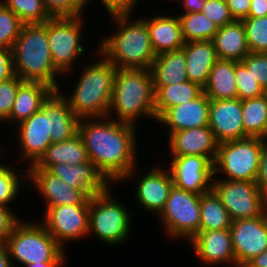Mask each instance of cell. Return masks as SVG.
<instances>
[{
	"label": "cell",
	"instance_id": "obj_27",
	"mask_svg": "<svg viewBox=\"0 0 267 267\" xmlns=\"http://www.w3.org/2000/svg\"><path fill=\"white\" fill-rule=\"evenodd\" d=\"M87 149L84 146L82 137L77 134L73 138L52 143L41 156V158L30 168L49 169L59 163L77 165L89 161Z\"/></svg>",
	"mask_w": 267,
	"mask_h": 267
},
{
	"label": "cell",
	"instance_id": "obj_35",
	"mask_svg": "<svg viewBox=\"0 0 267 267\" xmlns=\"http://www.w3.org/2000/svg\"><path fill=\"white\" fill-rule=\"evenodd\" d=\"M23 24H42L50 19L44 0H5L2 2Z\"/></svg>",
	"mask_w": 267,
	"mask_h": 267
},
{
	"label": "cell",
	"instance_id": "obj_13",
	"mask_svg": "<svg viewBox=\"0 0 267 267\" xmlns=\"http://www.w3.org/2000/svg\"><path fill=\"white\" fill-rule=\"evenodd\" d=\"M230 233L236 263L244 267L267 250V211L260 217L232 221Z\"/></svg>",
	"mask_w": 267,
	"mask_h": 267
},
{
	"label": "cell",
	"instance_id": "obj_52",
	"mask_svg": "<svg viewBox=\"0 0 267 267\" xmlns=\"http://www.w3.org/2000/svg\"><path fill=\"white\" fill-rule=\"evenodd\" d=\"M244 267H267V250L256 255Z\"/></svg>",
	"mask_w": 267,
	"mask_h": 267
},
{
	"label": "cell",
	"instance_id": "obj_6",
	"mask_svg": "<svg viewBox=\"0 0 267 267\" xmlns=\"http://www.w3.org/2000/svg\"><path fill=\"white\" fill-rule=\"evenodd\" d=\"M38 224V225H37ZM18 221L6 240L9 257L23 265L31 263L64 262V249L43 224Z\"/></svg>",
	"mask_w": 267,
	"mask_h": 267
},
{
	"label": "cell",
	"instance_id": "obj_47",
	"mask_svg": "<svg viewBox=\"0 0 267 267\" xmlns=\"http://www.w3.org/2000/svg\"><path fill=\"white\" fill-rule=\"evenodd\" d=\"M14 76L12 50L0 49V81L8 80Z\"/></svg>",
	"mask_w": 267,
	"mask_h": 267
},
{
	"label": "cell",
	"instance_id": "obj_51",
	"mask_svg": "<svg viewBox=\"0 0 267 267\" xmlns=\"http://www.w3.org/2000/svg\"><path fill=\"white\" fill-rule=\"evenodd\" d=\"M6 242H0V267H12Z\"/></svg>",
	"mask_w": 267,
	"mask_h": 267
},
{
	"label": "cell",
	"instance_id": "obj_28",
	"mask_svg": "<svg viewBox=\"0 0 267 267\" xmlns=\"http://www.w3.org/2000/svg\"><path fill=\"white\" fill-rule=\"evenodd\" d=\"M54 90L41 82L24 81L20 86L8 120L18 123L36 113Z\"/></svg>",
	"mask_w": 267,
	"mask_h": 267
},
{
	"label": "cell",
	"instance_id": "obj_49",
	"mask_svg": "<svg viewBox=\"0 0 267 267\" xmlns=\"http://www.w3.org/2000/svg\"><path fill=\"white\" fill-rule=\"evenodd\" d=\"M267 16L266 0H251L249 15L247 18H259Z\"/></svg>",
	"mask_w": 267,
	"mask_h": 267
},
{
	"label": "cell",
	"instance_id": "obj_38",
	"mask_svg": "<svg viewBox=\"0 0 267 267\" xmlns=\"http://www.w3.org/2000/svg\"><path fill=\"white\" fill-rule=\"evenodd\" d=\"M235 79L240 100L258 98L265 94L264 88L242 62L235 61Z\"/></svg>",
	"mask_w": 267,
	"mask_h": 267
},
{
	"label": "cell",
	"instance_id": "obj_17",
	"mask_svg": "<svg viewBox=\"0 0 267 267\" xmlns=\"http://www.w3.org/2000/svg\"><path fill=\"white\" fill-rule=\"evenodd\" d=\"M169 138L173 157L195 155L214 163L219 143L208 125L172 132Z\"/></svg>",
	"mask_w": 267,
	"mask_h": 267
},
{
	"label": "cell",
	"instance_id": "obj_16",
	"mask_svg": "<svg viewBox=\"0 0 267 267\" xmlns=\"http://www.w3.org/2000/svg\"><path fill=\"white\" fill-rule=\"evenodd\" d=\"M28 178L48 202L47 207L90 204V195L84 189H74L60 177L44 168H29ZM32 178V179H31Z\"/></svg>",
	"mask_w": 267,
	"mask_h": 267
},
{
	"label": "cell",
	"instance_id": "obj_44",
	"mask_svg": "<svg viewBox=\"0 0 267 267\" xmlns=\"http://www.w3.org/2000/svg\"><path fill=\"white\" fill-rule=\"evenodd\" d=\"M15 217L7 206L0 204V242H6L13 227L19 221Z\"/></svg>",
	"mask_w": 267,
	"mask_h": 267
},
{
	"label": "cell",
	"instance_id": "obj_10",
	"mask_svg": "<svg viewBox=\"0 0 267 267\" xmlns=\"http://www.w3.org/2000/svg\"><path fill=\"white\" fill-rule=\"evenodd\" d=\"M201 194L180 189L175 185L170 190L160 214L170 236L192 239L199 233L201 222Z\"/></svg>",
	"mask_w": 267,
	"mask_h": 267
},
{
	"label": "cell",
	"instance_id": "obj_8",
	"mask_svg": "<svg viewBox=\"0 0 267 267\" xmlns=\"http://www.w3.org/2000/svg\"><path fill=\"white\" fill-rule=\"evenodd\" d=\"M114 199L109 188L90 197L89 231L94 230L100 240L109 244L124 241L131 231L128 209Z\"/></svg>",
	"mask_w": 267,
	"mask_h": 267
},
{
	"label": "cell",
	"instance_id": "obj_31",
	"mask_svg": "<svg viewBox=\"0 0 267 267\" xmlns=\"http://www.w3.org/2000/svg\"><path fill=\"white\" fill-rule=\"evenodd\" d=\"M156 120L169 108L197 98L204 88L187 80L175 85H154Z\"/></svg>",
	"mask_w": 267,
	"mask_h": 267
},
{
	"label": "cell",
	"instance_id": "obj_30",
	"mask_svg": "<svg viewBox=\"0 0 267 267\" xmlns=\"http://www.w3.org/2000/svg\"><path fill=\"white\" fill-rule=\"evenodd\" d=\"M204 93L210 99L224 100L238 98L235 79V61L218 59L214 64Z\"/></svg>",
	"mask_w": 267,
	"mask_h": 267
},
{
	"label": "cell",
	"instance_id": "obj_14",
	"mask_svg": "<svg viewBox=\"0 0 267 267\" xmlns=\"http://www.w3.org/2000/svg\"><path fill=\"white\" fill-rule=\"evenodd\" d=\"M169 172L174 185L180 189L201 195L211 191L214 163L207 157L195 155L173 157Z\"/></svg>",
	"mask_w": 267,
	"mask_h": 267
},
{
	"label": "cell",
	"instance_id": "obj_7",
	"mask_svg": "<svg viewBox=\"0 0 267 267\" xmlns=\"http://www.w3.org/2000/svg\"><path fill=\"white\" fill-rule=\"evenodd\" d=\"M261 138L247 137L220 143L214 161V176L222 171L227 180L256 182L259 173Z\"/></svg>",
	"mask_w": 267,
	"mask_h": 267
},
{
	"label": "cell",
	"instance_id": "obj_48",
	"mask_svg": "<svg viewBox=\"0 0 267 267\" xmlns=\"http://www.w3.org/2000/svg\"><path fill=\"white\" fill-rule=\"evenodd\" d=\"M226 3L234 20L248 17L251 0H226Z\"/></svg>",
	"mask_w": 267,
	"mask_h": 267
},
{
	"label": "cell",
	"instance_id": "obj_15",
	"mask_svg": "<svg viewBox=\"0 0 267 267\" xmlns=\"http://www.w3.org/2000/svg\"><path fill=\"white\" fill-rule=\"evenodd\" d=\"M208 126L219 144L247 138L242 120V100L210 99Z\"/></svg>",
	"mask_w": 267,
	"mask_h": 267
},
{
	"label": "cell",
	"instance_id": "obj_46",
	"mask_svg": "<svg viewBox=\"0 0 267 267\" xmlns=\"http://www.w3.org/2000/svg\"><path fill=\"white\" fill-rule=\"evenodd\" d=\"M265 140L266 138H261V155L256 184L259 190L267 196V143Z\"/></svg>",
	"mask_w": 267,
	"mask_h": 267
},
{
	"label": "cell",
	"instance_id": "obj_18",
	"mask_svg": "<svg viewBox=\"0 0 267 267\" xmlns=\"http://www.w3.org/2000/svg\"><path fill=\"white\" fill-rule=\"evenodd\" d=\"M18 124L20 133L18 138L23 150L21 152H24V158L32 161L30 165H34L52 144L49 116H45L39 109Z\"/></svg>",
	"mask_w": 267,
	"mask_h": 267
},
{
	"label": "cell",
	"instance_id": "obj_24",
	"mask_svg": "<svg viewBox=\"0 0 267 267\" xmlns=\"http://www.w3.org/2000/svg\"><path fill=\"white\" fill-rule=\"evenodd\" d=\"M159 169H152L150 173L143 176L136 187V197L139 203L147 210L157 213L164 208L174 185L171 173Z\"/></svg>",
	"mask_w": 267,
	"mask_h": 267
},
{
	"label": "cell",
	"instance_id": "obj_12",
	"mask_svg": "<svg viewBox=\"0 0 267 267\" xmlns=\"http://www.w3.org/2000/svg\"><path fill=\"white\" fill-rule=\"evenodd\" d=\"M90 204L47 207L44 227L63 248L62 241H71L89 233Z\"/></svg>",
	"mask_w": 267,
	"mask_h": 267
},
{
	"label": "cell",
	"instance_id": "obj_19",
	"mask_svg": "<svg viewBox=\"0 0 267 267\" xmlns=\"http://www.w3.org/2000/svg\"><path fill=\"white\" fill-rule=\"evenodd\" d=\"M59 91H53L40 106L44 115L49 116L52 143L63 142L77 135L80 121Z\"/></svg>",
	"mask_w": 267,
	"mask_h": 267
},
{
	"label": "cell",
	"instance_id": "obj_23",
	"mask_svg": "<svg viewBox=\"0 0 267 267\" xmlns=\"http://www.w3.org/2000/svg\"><path fill=\"white\" fill-rule=\"evenodd\" d=\"M187 79L205 87L218 57L213 40L185 42Z\"/></svg>",
	"mask_w": 267,
	"mask_h": 267
},
{
	"label": "cell",
	"instance_id": "obj_41",
	"mask_svg": "<svg viewBox=\"0 0 267 267\" xmlns=\"http://www.w3.org/2000/svg\"><path fill=\"white\" fill-rule=\"evenodd\" d=\"M22 180L18 179L16 172L0 164V204L7 206L18 194V187Z\"/></svg>",
	"mask_w": 267,
	"mask_h": 267
},
{
	"label": "cell",
	"instance_id": "obj_53",
	"mask_svg": "<svg viewBox=\"0 0 267 267\" xmlns=\"http://www.w3.org/2000/svg\"><path fill=\"white\" fill-rule=\"evenodd\" d=\"M64 262H45V263H31V264H27V265H24V266H27V267H60L63 264Z\"/></svg>",
	"mask_w": 267,
	"mask_h": 267
},
{
	"label": "cell",
	"instance_id": "obj_43",
	"mask_svg": "<svg viewBox=\"0 0 267 267\" xmlns=\"http://www.w3.org/2000/svg\"><path fill=\"white\" fill-rule=\"evenodd\" d=\"M241 62L247 67L258 83L267 89V53L247 54Z\"/></svg>",
	"mask_w": 267,
	"mask_h": 267
},
{
	"label": "cell",
	"instance_id": "obj_4",
	"mask_svg": "<svg viewBox=\"0 0 267 267\" xmlns=\"http://www.w3.org/2000/svg\"><path fill=\"white\" fill-rule=\"evenodd\" d=\"M111 109L119 122L134 125L142 114L156 119L155 89L150 70L117 69L112 89Z\"/></svg>",
	"mask_w": 267,
	"mask_h": 267
},
{
	"label": "cell",
	"instance_id": "obj_26",
	"mask_svg": "<svg viewBox=\"0 0 267 267\" xmlns=\"http://www.w3.org/2000/svg\"><path fill=\"white\" fill-rule=\"evenodd\" d=\"M213 42L218 59L241 62L250 53L242 20L220 27Z\"/></svg>",
	"mask_w": 267,
	"mask_h": 267
},
{
	"label": "cell",
	"instance_id": "obj_33",
	"mask_svg": "<svg viewBox=\"0 0 267 267\" xmlns=\"http://www.w3.org/2000/svg\"><path fill=\"white\" fill-rule=\"evenodd\" d=\"M201 222L199 231L223 230L230 228L232 219L219 198L211 190L201 195Z\"/></svg>",
	"mask_w": 267,
	"mask_h": 267
},
{
	"label": "cell",
	"instance_id": "obj_1",
	"mask_svg": "<svg viewBox=\"0 0 267 267\" xmlns=\"http://www.w3.org/2000/svg\"><path fill=\"white\" fill-rule=\"evenodd\" d=\"M102 118L103 121L98 122L81 118L78 134L82 137L89 159L108 181L125 180L135 171V126Z\"/></svg>",
	"mask_w": 267,
	"mask_h": 267
},
{
	"label": "cell",
	"instance_id": "obj_25",
	"mask_svg": "<svg viewBox=\"0 0 267 267\" xmlns=\"http://www.w3.org/2000/svg\"><path fill=\"white\" fill-rule=\"evenodd\" d=\"M149 30L152 48L157 55L181 49L184 46L179 17L157 16L144 19Z\"/></svg>",
	"mask_w": 267,
	"mask_h": 267
},
{
	"label": "cell",
	"instance_id": "obj_29",
	"mask_svg": "<svg viewBox=\"0 0 267 267\" xmlns=\"http://www.w3.org/2000/svg\"><path fill=\"white\" fill-rule=\"evenodd\" d=\"M154 85H175L186 82V58L184 50L164 52L156 56L151 65Z\"/></svg>",
	"mask_w": 267,
	"mask_h": 267
},
{
	"label": "cell",
	"instance_id": "obj_9",
	"mask_svg": "<svg viewBox=\"0 0 267 267\" xmlns=\"http://www.w3.org/2000/svg\"><path fill=\"white\" fill-rule=\"evenodd\" d=\"M211 190L232 221L260 217L267 211V196L259 190L256 182L214 180Z\"/></svg>",
	"mask_w": 267,
	"mask_h": 267
},
{
	"label": "cell",
	"instance_id": "obj_22",
	"mask_svg": "<svg viewBox=\"0 0 267 267\" xmlns=\"http://www.w3.org/2000/svg\"><path fill=\"white\" fill-rule=\"evenodd\" d=\"M197 257L204 263L231 262L237 265L232 246L230 228L223 230L199 231L191 239Z\"/></svg>",
	"mask_w": 267,
	"mask_h": 267
},
{
	"label": "cell",
	"instance_id": "obj_42",
	"mask_svg": "<svg viewBox=\"0 0 267 267\" xmlns=\"http://www.w3.org/2000/svg\"><path fill=\"white\" fill-rule=\"evenodd\" d=\"M201 12L219 28L234 21L226 0H207Z\"/></svg>",
	"mask_w": 267,
	"mask_h": 267
},
{
	"label": "cell",
	"instance_id": "obj_37",
	"mask_svg": "<svg viewBox=\"0 0 267 267\" xmlns=\"http://www.w3.org/2000/svg\"><path fill=\"white\" fill-rule=\"evenodd\" d=\"M23 23L0 1V49L11 50Z\"/></svg>",
	"mask_w": 267,
	"mask_h": 267
},
{
	"label": "cell",
	"instance_id": "obj_39",
	"mask_svg": "<svg viewBox=\"0 0 267 267\" xmlns=\"http://www.w3.org/2000/svg\"><path fill=\"white\" fill-rule=\"evenodd\" d=\"M50 18H75L81 16L84 0H44Z\"/></svg>",
	"mask_w": 267,
	"mask_h": 267
},
{
	"label": "cell",
	"instance_id": "obj_32",
	"mask_svg": "<svg viewBox=\"0 0 267 267\" xmlns=\"http://www.w3.org/2000/svg\"><path fill=\"white\" fill-rule=\"evenodd\" d=\"M242 120L247 137L267 138V96L242 100Z\"/></svg>",
	"mask_w": 267,
	"mask_h": 267
},
{
	"label": "cell",
	"instance_id": "obj_11",
	"mask_svg": "<svg viewBox=\"0 0 267 267\" xmlns=\"http://www.w3.org/2000/svg\"><path fill=\"white\" fill-rule=\"evenodd\" d=\"M81 16L75 18H50L48 20V41L56 69L63 73L70 70L77 55L84 48L80 43Z\"/></svg>",
	"mask_w": 267,
	"mask_h": 267
},
{
	"label": "cell",
	"instance_id": "obj_36",
	"mask_svg": "<svg viewBox=\"0 0 267 267\" xmlns=\"http://www.w3.org/2000/svg\"><path fill=\"white\" fill-rule=\"evenodd\" d=\"M250 52L267 53V16L242 20Z\"/></svg>",
	"mask_w": 267,
	"mask_h": 267
},
{
	"label": "cell",
	"instance_id": "obj_3",
	"mask_svg": "<svg viewBox=\"0 0 267 267\" xmlns=\"http://www.w3.org/2000/svg\"><path fill=\"white\" fill-rule=\"evenodd\" d=\"M129 15L112 16L118 33L103 39L100 52L117 69L150 70L156 54L144 19L127 22Z\"/></svg>",
	"mask_w": 267,
	"mask_h": 267
},
{
	"label": "cell",
	"instance_id": "obj_40",
	"mask_svg": "<svg viewBox=\"0 0 267 267\" xmlns=\"http://www.w3.org/2000/svg\"><path fill=\"white\" fill-rule=\"evenodd\" d=\"M24 81L21 80L17 75L14 77L0 81V120H8L14 100L16 98L19 86Z\"/></svg>",
	"mask_w": 267,
	"mask_h": 267
},
{
	"label": "cell",
	"instance_id": "obj_45",
	"mask_svg": "<svg viewBox=\"0 0 267 267\" xmlns=\"http://www.w3.org/2000/svg\"><path fill=\"white\" fill-rule=\"evenodd\" d=\"M88 0H84L85 4ZM106 6L108 13L112 16L130 15L136 0H101Z\"/></svg>",
	"mask_w": 267,
	"mask_h": 267
},
{
	"label": "cell",
	"instance_id": "obj_5",
	"mask_svg": "<svg viewBox=\"0 0 267 267\" xmlns=\"http://www.w3.org/2000/svg\"><path fill=\"white\" fill-rule=\"evenodd\" d=\"M117 68L106 58L87 66L70 98L65 99L79 118L108 117ZM94 116V117H93Z\"/></svg>",
	"mask_w": 267,
	"mask_h": 267
},
{
	"label": "cell",
	"instance_id": "obj_34",
	"mask_svg": "<svg viewBox=\"0 0 267 267\" xmlns=\"http://www.w3.org/2000/svg\"><path fill=\"white\" fill-rule=\"evenodd\" d=\"M184 42L213 40L219 30L202 12H189L179 16Z\"/></svg>",
	"mask_w": 267,
	"mask_h": 267
},
{
	"label": "cell",
	"instance_id": "obj_20",
	"mask_svg": "<svg viewBox=\"0 0 267 267\" xmlns=\"http://www.w3.org/2000/svg\"><path fill=\"white\" fill-rule=\"evenodd\" d=\"M210 98L204 91L195 99L167 109L157 120L172 132L203 127L209 124Z\"/></svg>",
	"mask_w": 267,
	"mask_h": 267
},
{
	"label": "cell",
	"instance_id": "obj_2",
	"mask_svg": "<svg viewBox=\"0 0 267 267\" xmlns=\"http://www.w3.org/2000/svg\"><path fill=\"white\" fill-rule=\"evenodd\" d=\"M14 72L21 80L41 82L59 90L48 41V20L42 24H23L12 47Z\"/></svg>",
	"mask_w": 267,
	"mask_h": 267
},
{
	"label": "cell",
	"instance_id": "obj_21",
	"mask_svg": "<svg viewBox=\"0 0 267 267\" xmlns=\"http://www.w3.org/2000/svg\"><path fill=\"white\" fill-rule=\"evenodd\" d=\"M48 171L60 177L72 188L84 189L90 196L102 193L109 188V181L91 160L77 165L55 164Z\"/></svg>",
	"mask_w": 267,
	"mask_h": 267
},
{
	"label": "cell",
	"instance_id": "obj_50",
	"mask_svg": "<svg viewBox=\"0 0 267 267\" xmlns=\"http://www.w3.org/2000/svg\"><path fill=\"white\" fill-rule=\"evenodd\" d=\"M183 1V5L185 7V10L189 12H201L203 6L205 5V2L207 0H181Z\"/></svg>",
	"mask_w": 267,
	"mask_h": 267
}]
</instances>
